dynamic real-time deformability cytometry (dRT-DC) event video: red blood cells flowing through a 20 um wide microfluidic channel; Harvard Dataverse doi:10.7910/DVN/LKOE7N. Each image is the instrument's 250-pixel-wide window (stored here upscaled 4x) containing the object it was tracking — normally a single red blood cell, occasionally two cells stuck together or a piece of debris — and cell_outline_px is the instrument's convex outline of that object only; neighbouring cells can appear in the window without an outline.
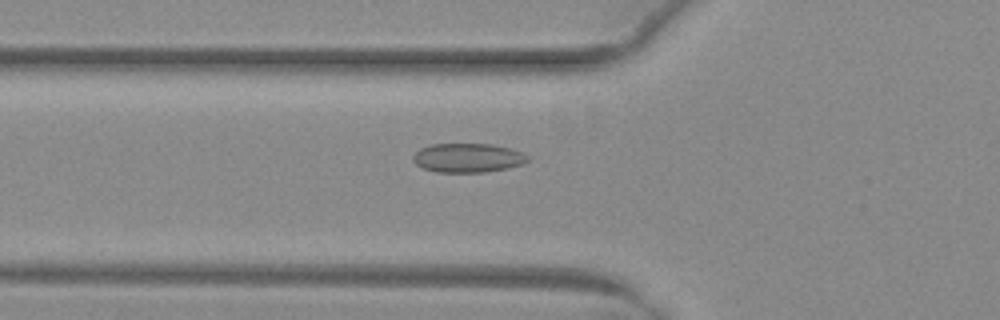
{"species": "common noctule bat (a hibernating species)", "species_latin": "Nyctalus noctula", "temperature_condition": "warm", "stored_images_in_passage": 43, "camera_frame_rate_fps": 3000, "um_per_image_px": 0.085, "animal": {"sex": "female", "body_mass_g": 29.2, "forearm_length_mm": 56.3}, "frame": {"image": 1, "passage_image": 10, "time_ms": 3.0, "image_size_px": [1000, 320], "cell_outline_px": [[532, 160], [524, 164], [508, 168], [484, 172], [436, 172], [424, 168], [416, 164], [412, 160], [412, 156], [420, 148], [432, 144], [492, 144], [512, 148], [524, 152]], "centroid_in_image_um": [39.82, 13.41], "position_along_channel_um": 86.0, "area_um2": 19.71}}
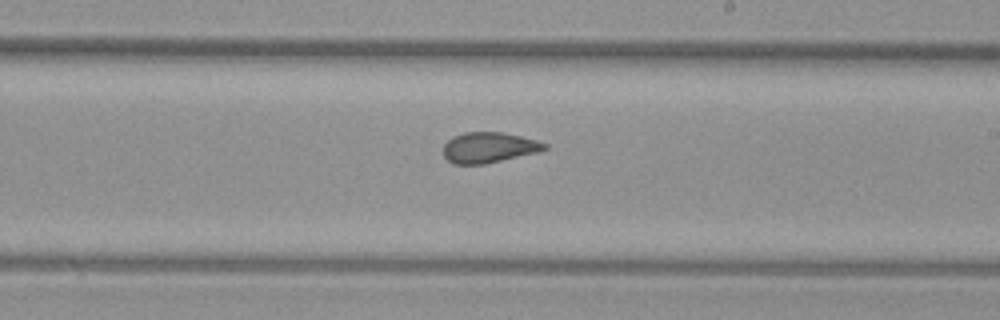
{"frame": {"image": 2, "passage_image": 22, "time_ms": 7.0, "image_size_px": [1000, 320], "cell_outline_px": [[548, 148], [540, 152], [484, 164], [452, 164], [444, 156], [444, 144], [452, 136], [464, 132], [500, 132], [520, 136], [536, 140], [548, 144]], "centroid_in_image_um": [41.56, 12.54], "position_along_channel_um": 247.4, "area_um2": 18.09}}
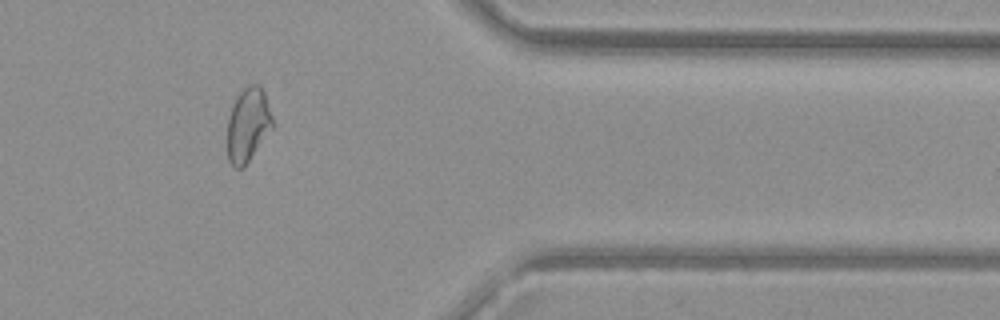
{"frame": {"image": 3, "passage_image": 34, "time_ms": 11.0, "image_size_px": [1000, 320], "cell_outline_px": [[272, 128], [244, 168], [232, 168], [228, 160], [228, 116], [232, 104], [236, 96], [248, 84], [260, 84], [264, 92], [272, 116]], "centroid_in_image_um": [21.06, 10.61], "position_along_channel_um": 390.3, "area_um2": 19.54}, "authors_computed_cell_mechanics": {"area_um2": 19.652, "velocity_mm_per_s": 4.0261, "shape_relaxation_time_tau1_ms": null, "shape_relaxation_time_tau2_ms": 1.0761, "deformation_change_tau1": null, "deformation_change_tau2": 0.0621}}